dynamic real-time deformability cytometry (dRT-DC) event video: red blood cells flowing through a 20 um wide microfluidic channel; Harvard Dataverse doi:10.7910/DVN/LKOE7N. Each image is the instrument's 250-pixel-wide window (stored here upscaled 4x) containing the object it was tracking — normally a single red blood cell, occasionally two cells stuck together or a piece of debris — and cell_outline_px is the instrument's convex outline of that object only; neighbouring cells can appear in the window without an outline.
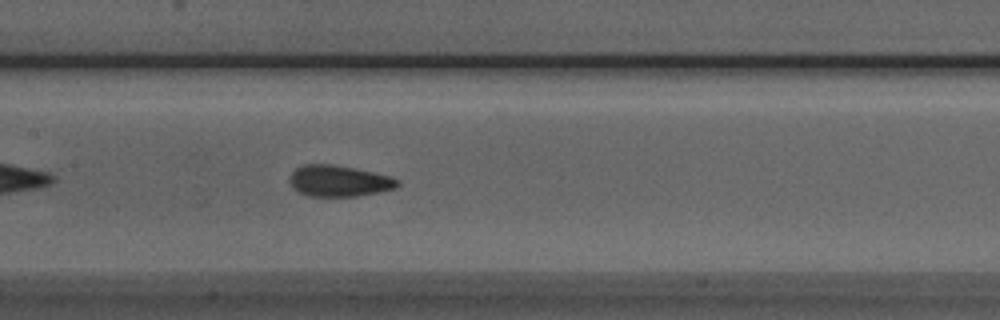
{"species": "Egyptian fruit bat (a non-hibernating species)", "species_latin": "Rousettus aegyptiacus", "temperature_condition": "room temperature", "stored_images_in_passage": 35, "camera_frame_rate_fps": 3000, "um_per_image_px": 0.085, "animal": {"sex": "male"}, "frame": {"image": 1, "passage_image": 12, "time_ms": 3.667, "image_size_px": [1000, 320], "cell_outline_px": [[400, 184], [396, 188], [380, 192], [356, 196], [308, 196], [292, 188], [288, 180], [288, 176], [296, 168], [304, 164], [332, 164], [356, 168], [392, 176], [400, 180]], "centroid_in_image_um": [28.82, 15.37], "position_along_channel_um": 178.6, "area_um2": 19.94}}
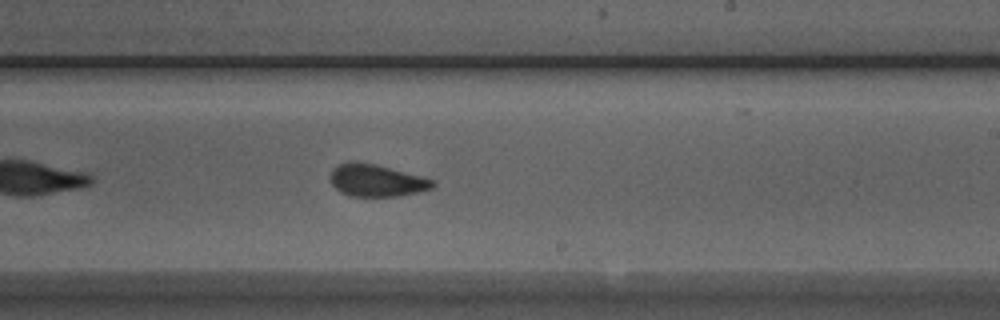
{"frame": {"image": 2, "passage_image": 18, "time_ms": 5.667, "image_size_px": [1000, 320], "cell_outline_px": [[436, 184], [432, 188], [400, 196], [348, 196], [340, 192], [332, 184], [328, 176], [332, 168], [348, 160], [356, 160], [376, 164], [424, 176], [436, 180]], "centroid_in_image_um": [31.98, 15.31], "position_along_channel_um": 257.0, "area_um2": 19.71}}
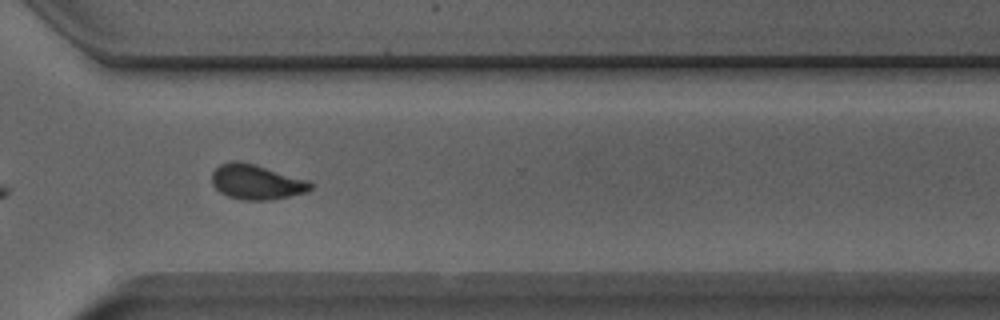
{"frame": {"image": 3, "passage_image": 25, "time_ms": 8.0, "image_size_px": [1000, 320], "cell_outline_px": [[312, 188], [308, 192], [272, 200], [244, 200], [228, 196], [220, 192], [212, 184], [212, 172], [220, 164], [232, 160], [236, 160], [252, 164], [308, 180], [312, 184]], "centroid_in_image_um": [21.79, 15.48], "position_along_channel_um": 348.8, "area_um2": 19.94}}